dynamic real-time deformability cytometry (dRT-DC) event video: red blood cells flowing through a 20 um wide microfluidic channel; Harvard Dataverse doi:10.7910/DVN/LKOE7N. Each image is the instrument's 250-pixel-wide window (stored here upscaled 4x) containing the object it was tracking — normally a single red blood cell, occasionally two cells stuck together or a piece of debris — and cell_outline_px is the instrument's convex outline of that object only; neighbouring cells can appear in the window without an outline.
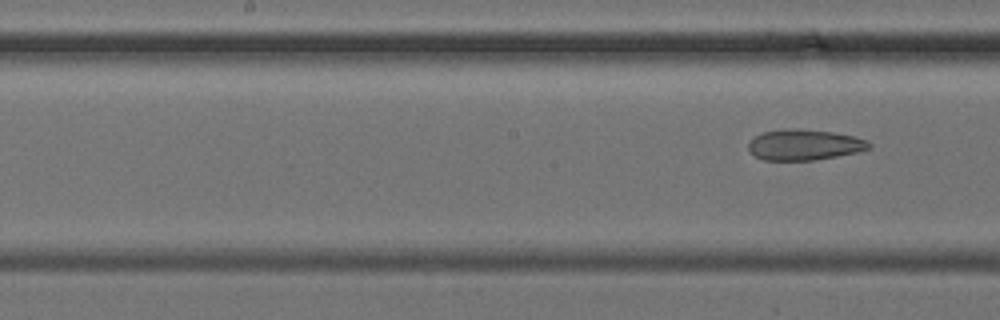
{"species": "common noctule bat (a hibernating species)", "species_latin": "Nyctalus noctula", "temperature_condition": "cold", "stored_images_in_passage": 7, "segment_of_instrument_passage": [2, 2], "camera_frame_rate_fps": 3000, "um_per_image_px": 0.085, "animal": {"sex": "female", "body_mass_g": 24.6, "forearm_length_mm": 56.2}, "frame": {"image": 1, "passage_image": 7, "time_ms": 7.0, "image_size_px": [1000, 320], "cell_outline_px": [[872, 148], [856, 152], [836, 156], [812, 160], [764, 160], [748, 152], [748, 144], [756, 136], [764, 132], [832, 132], [852, 136], [868, 140], [872, 144]], "centroid_in_image_um": [68.41, 12.37], "position_along_channel_um": 179.8, "area_um2": 20.4}}